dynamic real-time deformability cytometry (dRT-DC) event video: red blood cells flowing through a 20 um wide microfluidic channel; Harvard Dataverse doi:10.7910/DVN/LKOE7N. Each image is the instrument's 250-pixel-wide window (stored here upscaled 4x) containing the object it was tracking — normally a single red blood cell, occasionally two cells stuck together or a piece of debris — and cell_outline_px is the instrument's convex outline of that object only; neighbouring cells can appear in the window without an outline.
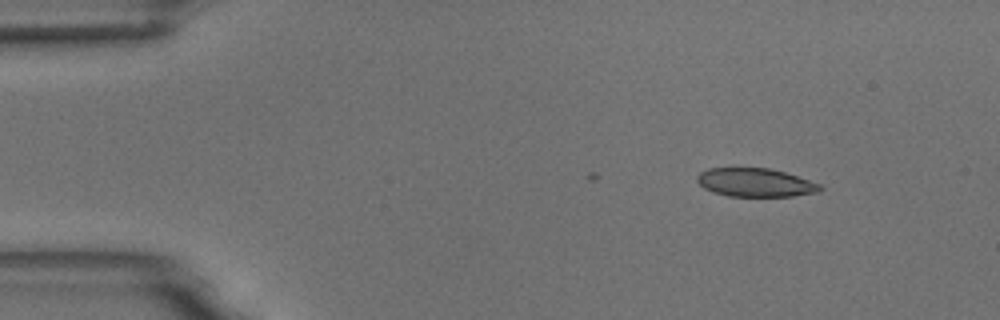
{"species": "common noctule bat (a hibernating species)", "species_latin": "Nyctalus noctula", "temperature_condition": "room temperature", "stored_images_in_passage": 7, "camera_frame_rate_fps": 3000, "um_per_image_px": 0.085, "animal": {"sex": "male", "body_mass_g": 18.8}, "frame": {"image": 1, "passage_image": 1, "time_ms": 0.0, "image_size_px": [1000, 320], "cell_outline_px": [[824, 188], [820, 192], [792, 196], [728, 196], [704, 188], [696, 180], [696, 176], [700, 172], [708, 168], [768, 168], [784, 172], [820, 184]], "centroid_in_image_um": [64.21, 15.51], "position_along_channel_um": 20.8, "area_um2": 20.29}}
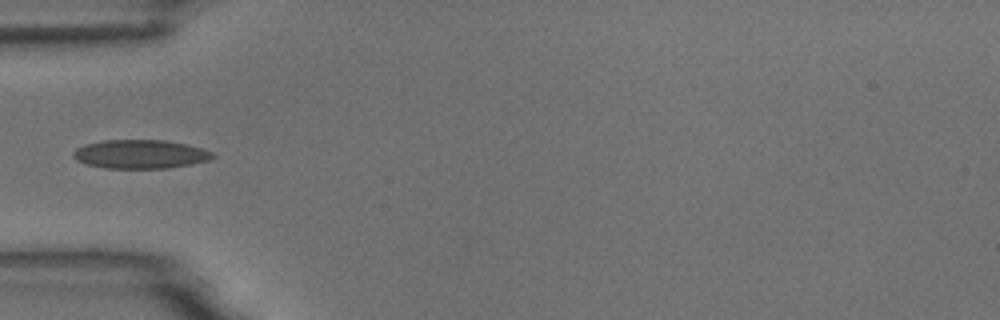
{"frame": {"image": 2, "passage_image": 4, "time_ms": 3.667, "image_size_px": [1000, 320], "cell_outline_px": [[216, 156], [208, 160], [192, 164], [168, 168], [104, 168], [84, 164], [76, 160], [72, 156], [72, 152], [76, 148], [84, 144], [104, 140], [164, 140], [188, 144], [212, 152]], "centroid_in_image_um": [11.89, 13.1], "position_along_channel_um": 73.1, "area_um2": 23.52}}